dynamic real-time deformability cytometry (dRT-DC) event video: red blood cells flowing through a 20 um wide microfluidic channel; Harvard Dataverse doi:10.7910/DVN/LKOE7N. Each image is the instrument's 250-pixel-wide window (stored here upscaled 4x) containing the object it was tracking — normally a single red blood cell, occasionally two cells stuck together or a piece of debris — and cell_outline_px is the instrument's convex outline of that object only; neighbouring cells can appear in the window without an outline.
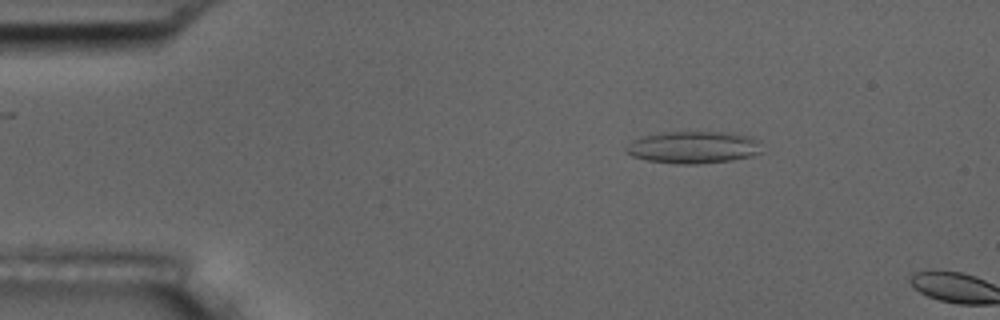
{"species": "common noctule bat (a hibernating species)", "species_latin": "Nyctalus noctula", "temperature_condition": "room temperature", "stored_images_in_passage": 4, "camera_frame_rate_fps": 3000, "um_per_image_px": 0.085, "animal": {"sex": "male", "body_mass_g": 17.5, "forearm_length_mm": 52.3}, "frame": {"image": 1, "passage_image": 3, "time_ms": 2.333, "image_size_px": [1000, 320], "cell_outline_px": [[764, 152], [752, 156], [732, 160], [696, 164], [680, 164], [648, 160], [632, 156], [624, 152], [624, 148], [636, 140], [644, 136], [664, 132], [720, 132], [752, 136], [760, 140]], "centroid_in_image_um": [59.02, 12.52], "position_along_channel_um": 26.0, "area_um2": 25.49}}